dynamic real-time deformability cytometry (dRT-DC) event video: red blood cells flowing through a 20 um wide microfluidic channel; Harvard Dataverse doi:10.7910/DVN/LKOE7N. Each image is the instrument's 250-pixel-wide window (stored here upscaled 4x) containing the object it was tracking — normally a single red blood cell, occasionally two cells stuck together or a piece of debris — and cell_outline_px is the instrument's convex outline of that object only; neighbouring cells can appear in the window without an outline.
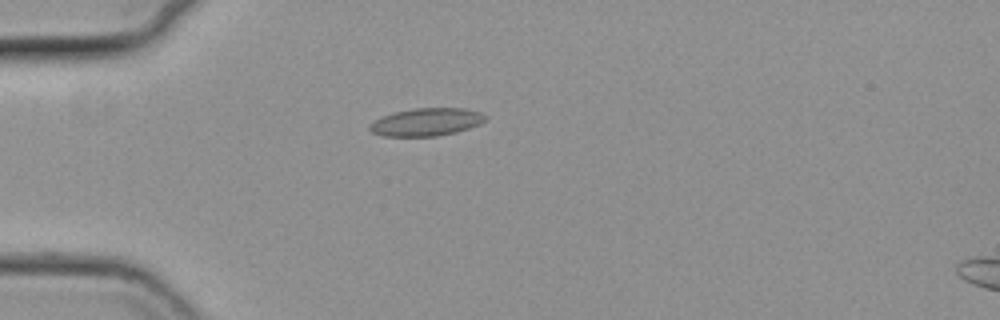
{"species": "common noctule bat (a hibernating species)", "species_latin": "Nyctalus noctula", "temperature_condition": "cold", "stored_images_in_passage": 10, "camera_frame_rate_fps": 3000, "um_per_image_px": 0.085, "animal": {"sex": "female", "body_mass_g": 19.3, "forearm_length_mm": 54.1}, "frame": {"image": 1, "passage_image": 1, "time_ms": 0.0, "image_size_px": [1000, 320], "cell_outline_px": [[488, 116], [480, 124], [456, 132], [436, 136], [384, 136], [372, 132], [368, 128], [368, 124], [380, 116], [392, 112], [412, 108], [464, 108], [480, 112]], "centroid_in_image_um": [36.2, 10.36], "position_along_channel_um": 48.8, "area_um2": 18.9}}
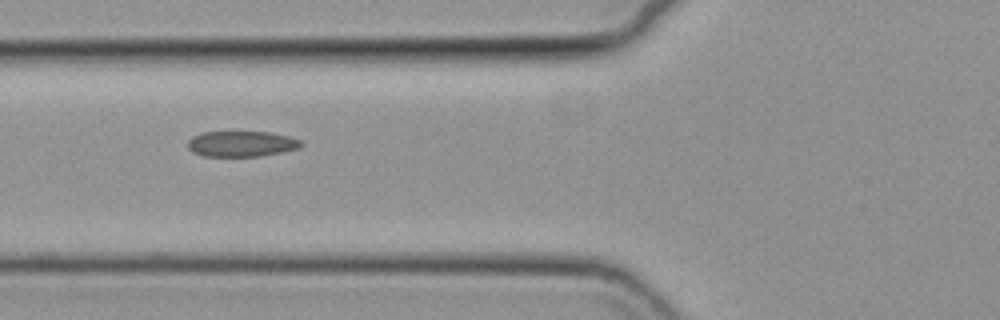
{"frame": {"image": 2, "passage_image": 7, "time_ms": 2.0, "image_size_px": [1000, 320], "cell_outline_px": [[304, 144], [300, 148], [260, 156], [204, 156], [192, 152], [188, 148], [188, 140], [192, 136], [200, 132], [272, 132], [288, 136], [300, 140]], "centroid_in_image_um": [20.51, 12.22], "position_along_channel_um": 105.3, "area_um2": 16.99}}